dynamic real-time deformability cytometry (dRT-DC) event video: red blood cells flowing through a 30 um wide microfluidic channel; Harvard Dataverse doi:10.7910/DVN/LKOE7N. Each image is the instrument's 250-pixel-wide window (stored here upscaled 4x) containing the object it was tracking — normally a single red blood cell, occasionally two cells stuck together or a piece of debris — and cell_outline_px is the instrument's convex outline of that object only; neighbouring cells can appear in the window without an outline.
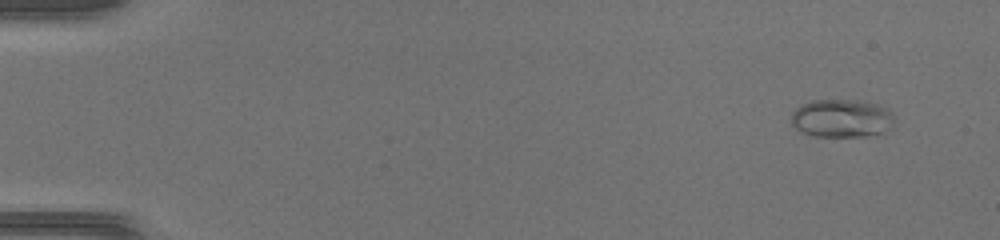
{"species": "common noctule bat (a hibernating species)", "species_latin": "Nyctalus noctula", "temperature_condition": "warm", "stored_images_in_passage": 51, "camera_frame_rate_fps": 3000, "um_per_image_px": 0.085, "animal": {"sex": "female", "body_mass_g": 17.0, "forearm_length_mm": 48.0}, "frame": {"image": 1, "passage_image": 4, "time_ms": 1.0, "image_size_px": [1000, 240], "cell_outline_px": [[892, 124], [888, 128], [880, 132], [864, 136], [816, 136], [800, 132], [792, 124], [792, 112], [800, 104], [812, 100], [856, 100], [876, 104], [888, 108], [892, 112]], "centroid_in_image_um": [71.49, 10.04], "position_along_channel_um": 13.5, "area_um2": 22.72}}
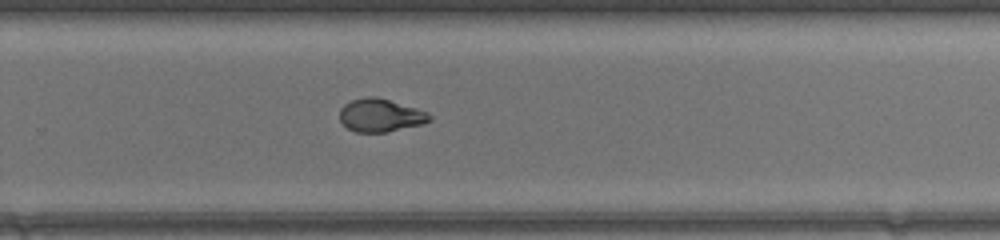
{"frame": {"image": 2, "passage_image": 35, "time_ms": 11.333, "image_size_px": [1000, 240], "cell_outline_px": [[432, 120], [424, 124], [388, 132], [356, 132], [348, 128], [340, 120], [340, 108], [344, 104], [352, 100], [368, 96], [376, 96], [416, 108], [428, 112], [432, 116]], "centroid_in_image_um": [32.37, 9.8], "position_along_channel_um": 297.4, "area_um2": 17.4}}
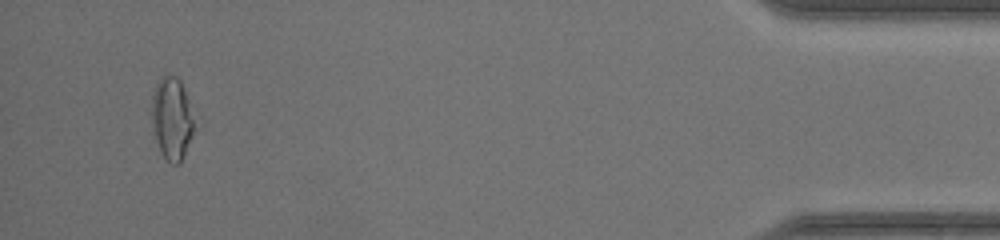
{"frame": {"image": 3, "passage_image": 49, "time_ms": 16.0, "image_size_px": [1000, 240], "cell_outline_px": [[192, 132], [180, 164], [172, 164], [160, 152], [152, 132], [152, 92], [160, 76], [176, 76], [180, 80], [188, 100], [192, 120]], "centroid_in_image_um": [14.54, 10.06], "position_along_channel_um": 420.7, "area_um2": 19.94}, "authors_computed_cell_mechanics": {"area_um2": 18.3226, "velocity_mm_per_s": 4.1617, "shape_relaxation_time_tau1_ms": null, "shape_relaxation_time_tau2_ms": 0.9656, "deformation_change_tau1": null, "deformation_change_tau2": 0.0465}}